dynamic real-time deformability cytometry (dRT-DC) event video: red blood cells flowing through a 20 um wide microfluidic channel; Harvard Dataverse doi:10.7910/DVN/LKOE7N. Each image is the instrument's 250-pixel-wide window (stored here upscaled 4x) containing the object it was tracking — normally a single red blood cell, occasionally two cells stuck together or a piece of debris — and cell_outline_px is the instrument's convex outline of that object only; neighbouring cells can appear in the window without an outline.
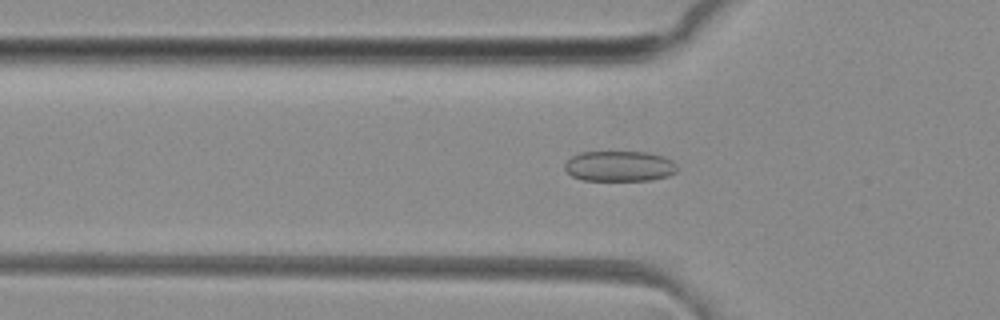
{"species": "common noctule bat (a hibernating species)", "species_latin": "Nyctalus noctula", "temperature_condition": "room temperature", "stored_images_in_passage": 49, "camera_frame_rate_fps": 3000, "um_per_image_px": 0.085, "animal": {"sex": "female", "body_mass_g": 29.2, "forearm_length_mm": 56.3}, "frame": {"image": 1, "passage_image": 16, "time_ms": 5.0, "image_size_px": [1000, 320], "cell_outline_px": [[676, 172], [668, 176], [652, 180], [584, 180], [572, 176], [564, 168], [564, 164], [572, 156], [580, 152], [648, 152], [664, 156], [672, 160], [676, 164]], "centroid_in_image_um": [52.67, 14.12], "position_along_channel_um": 73.1, "area_um2": 20.0}}
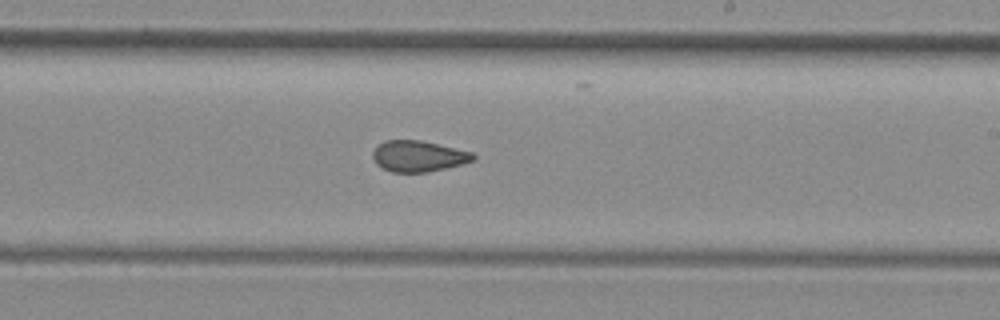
{"frame": {"image": 2, "passage_image": 29, "time_ms": 9.333, "image_size_px": [1000, 320], "cell_outline_px": [[476, 160], [428, 172], [392, 172], [376, 164], [372, 156], [372, 152], [384, 140], [420, 140], [472, 152], [476, 156]], "centroid_in_image_um": [35.56, 13.27], "position_along_channel_um": 253.4, "area_um2": 17.98}}
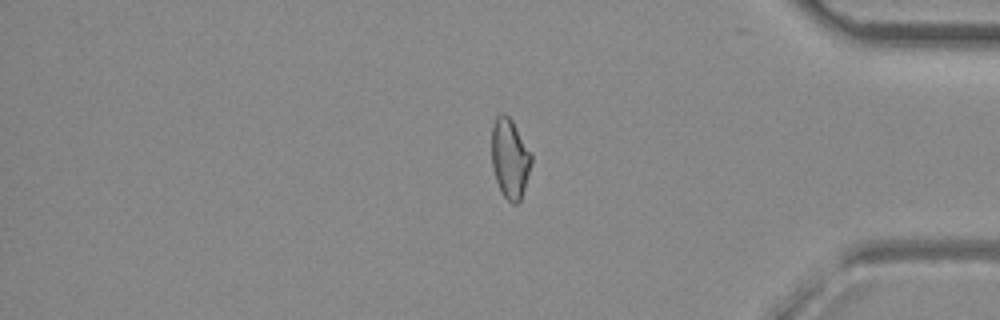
{"frame": {"image": 3, "passage_image": 41, "time_ms": 13.333, "image_size_px": [1000, 320], "cell_outline_px": [[532, 160], [524, 188], [520, 200], [516, 204], [512, 204], [504, 196], [496, 180], [492, 164], [492, 124], [496, 116], [500, 112], [504, 112], [512, 120], [532, 152]], "centroid_in_image_um": [43.34, 13.41], "position_along_channel_um": 391.9, "area_um2": 18.44}, "authors_computed_cell_mechanics": {"area_um2": 19.2474, "velocity_mm_per_s": 4.1503, "shape_relaxation_time_tau1_ms": null, "shape_relaxation_time_tau2_ms": 1.7938, "deformation_change_tau1": null, "deformation_change_tau2": 0.0906}}